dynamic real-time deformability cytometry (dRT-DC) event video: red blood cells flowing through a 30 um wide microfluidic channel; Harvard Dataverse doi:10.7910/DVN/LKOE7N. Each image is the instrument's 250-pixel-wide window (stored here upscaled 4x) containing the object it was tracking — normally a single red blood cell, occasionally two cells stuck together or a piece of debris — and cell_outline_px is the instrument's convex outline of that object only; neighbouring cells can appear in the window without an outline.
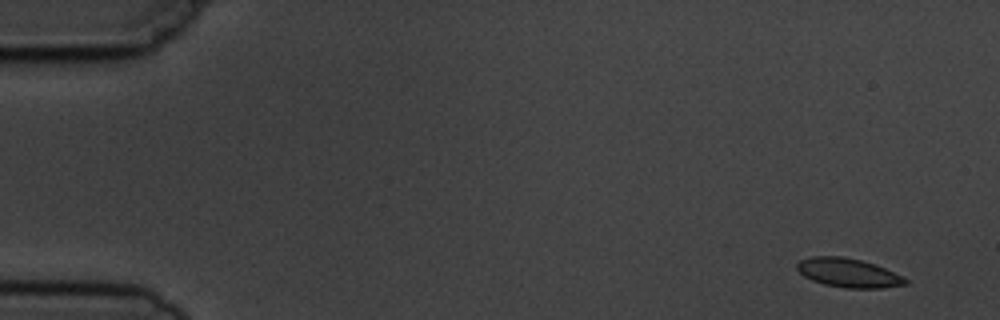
{"species": "common noctule bat (a hibernating species)", "species_latin": "Nyctalus noctula", "temperature_condition": "cold", "stored_images_in_passage": 6, "camera_frame_rate_fps": 3000, "um_per_image_px": 0.085, "animal": {"sex": "male", "body_mass_g": 19.5, "forearm_length_mm": 54.6}, "frame": {"image": 1, "passage_image": 1, "time_ms": 0.0, "image_size_px": [1000, 320], "cell_outline_px": [[908, 284], [884, 288], [844, 288], [824, 284], [812, 280], [804, 276], [796, 268], [796, 264], [800, 260], [812, 256], [840, 256], [860, 260], [876, 264], [904, 276], [908, 280]], "centroid_in_image_um": [72.14, 23.19], "position_along_channel_um": 12.9, "area_um2": 18.44}}
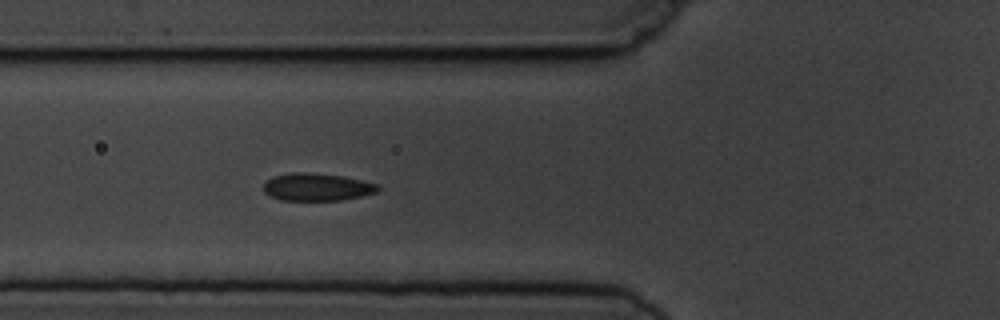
{"frame": {"image": 2, "passage_image": 6, "time_ms": 5.667, "image_size_px": [1000, 320], "cell_outline_px": [[380, 188], [376, 192], [360, 196], [340, 200], [280, 200], [264, 192], [264, 184], [272, 176], [292, 172], [304, 172], [344, 176], [380, 184]], "centroid_in_image_um": [26.95, 15.89], "position_along_channel_um": 98.8, "area_um2": 18.32}}